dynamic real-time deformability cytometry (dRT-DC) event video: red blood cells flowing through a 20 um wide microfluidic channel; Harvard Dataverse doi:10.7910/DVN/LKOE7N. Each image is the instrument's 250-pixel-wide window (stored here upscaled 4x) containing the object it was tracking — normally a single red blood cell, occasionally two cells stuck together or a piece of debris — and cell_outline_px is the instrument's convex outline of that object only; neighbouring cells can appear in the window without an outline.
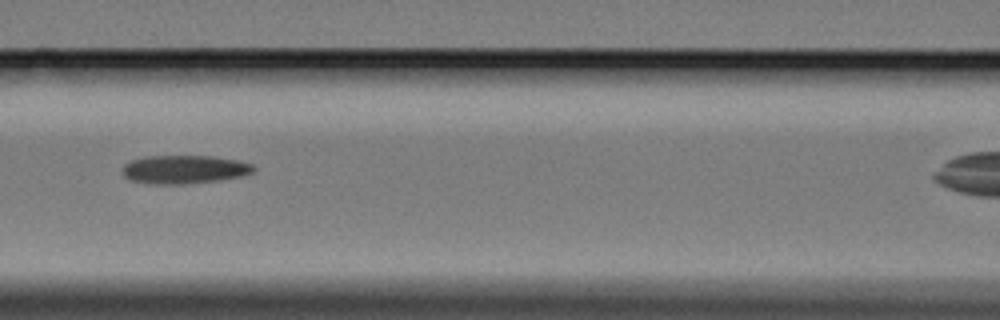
{"species": "Egyptian fruit bat (a non-hibernating species)", "species_latin": "Rousettus aegyptiacus", "temperature_condition": "cold", "stored_images_in_passage": 7, "segment_of_instrument_passage": [1, 2], "camera_frame_rate_fps": 3000, "um_per_image_px": 0.085, "animal": {"sex": "female"}, "frame": {"image": 1, "passage_image": 4, "time_ms": 3.667, "image_size_px": [1000, 320], "cell_outline_px": [[256, 172], [244, 176], [220, 180], [184, 184], [148, 184], [132, 180], [124, 176], [124, 164], [132, 160], [144, 156], [212, 156], [236, 160], [252, 164], [256, 168]], "centroid_in_image_um": [15.72, 14.4], "position_along_channel_um": 150.9, "area_um2": 21.85}}
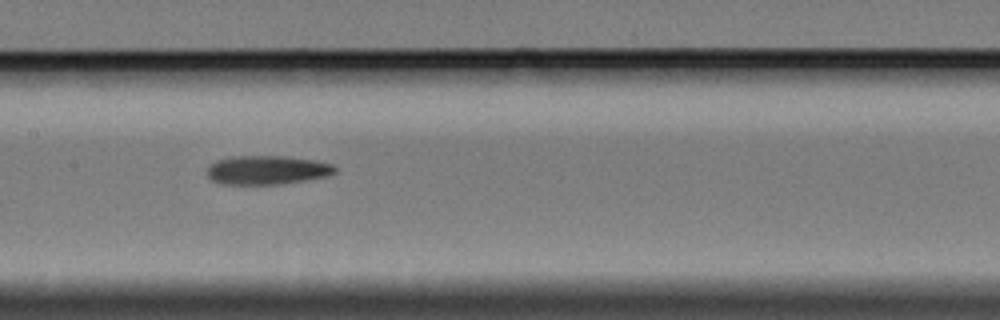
{"frame": {"image": 2, "passage_image": 5, "time_ms": 4.667, "image_size_px": [1000, 320], "cell_outline_px": [[336, 172], [328, 176], [280, 184], [220, 184], [212, 180], [208, 176], [208, 168], [216, 160], [232, 156], [284, 156], [316, 160], [332, 164], [336, 168]], "centroid_in_image_um": [22.71, 14.45], "position_along_channel_um": 184.7, "area_um2": 21.5}}
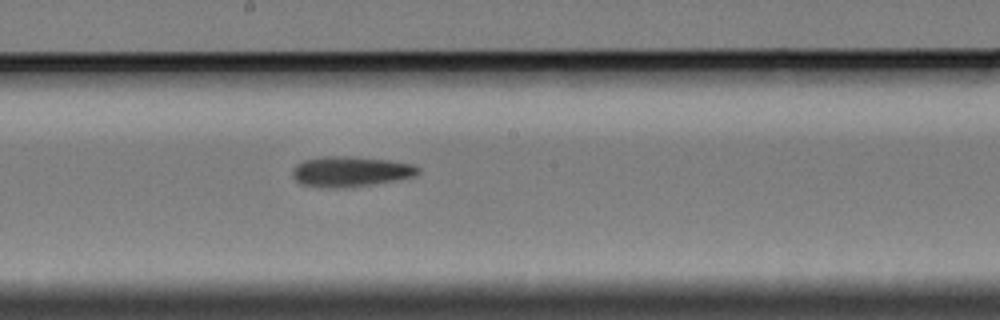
{"frame": {"image": 3, "passage_image": 6, "time_ms": 5.667, "image_size_px": [1000, 320], "cell_outline_px": [[420, 172], [416, 176], [344, 188], [320, 188], [300, 184], [292, 176], [292, 168], [296, 164], [304, 160], [324, 156], [344, 156], [388, 160], [412, 164], [420, 168]], "centroid_in_image_um": [29.73, 14.58], "position_along_channel_um": 218.5, "area_um2": 22.14}}